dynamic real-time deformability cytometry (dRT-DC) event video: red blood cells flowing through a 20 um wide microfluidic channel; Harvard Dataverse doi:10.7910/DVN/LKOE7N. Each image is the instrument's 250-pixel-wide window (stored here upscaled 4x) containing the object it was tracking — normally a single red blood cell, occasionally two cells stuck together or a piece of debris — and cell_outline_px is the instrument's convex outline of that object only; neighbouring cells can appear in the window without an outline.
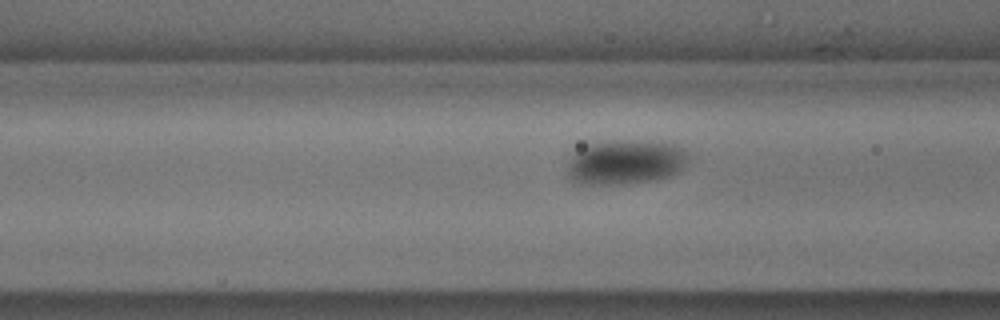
{"species": "common noctule bat (a hibernating species)", "species_latin": "Nyctalus noctula", "temperature_condition": "cold", "stored_images_in_passage": 15, "camera_frame_rate_fps": 3000, "um_per_image_px": 0.085, "animal": {"sex": "male", "body_mass_g": 18.8}, "frame": {"image": 1, "passage_image": 13, "time_ms": 4.0, "image_size_px": [1000, 320], "cell_outline_px": [[688, 160], [676, 172], [668, 176], [656, 180], [628, 184], [576, 184], [568, 176], [568, 160], [580, 148], [588, 144], [616, 140], [628, 140], [672, 144], [688, 152]], "centroid_in_image_um": [53.12, 13.8], "position_along_channel_um": 113.5, "area_um2": 31.33}}